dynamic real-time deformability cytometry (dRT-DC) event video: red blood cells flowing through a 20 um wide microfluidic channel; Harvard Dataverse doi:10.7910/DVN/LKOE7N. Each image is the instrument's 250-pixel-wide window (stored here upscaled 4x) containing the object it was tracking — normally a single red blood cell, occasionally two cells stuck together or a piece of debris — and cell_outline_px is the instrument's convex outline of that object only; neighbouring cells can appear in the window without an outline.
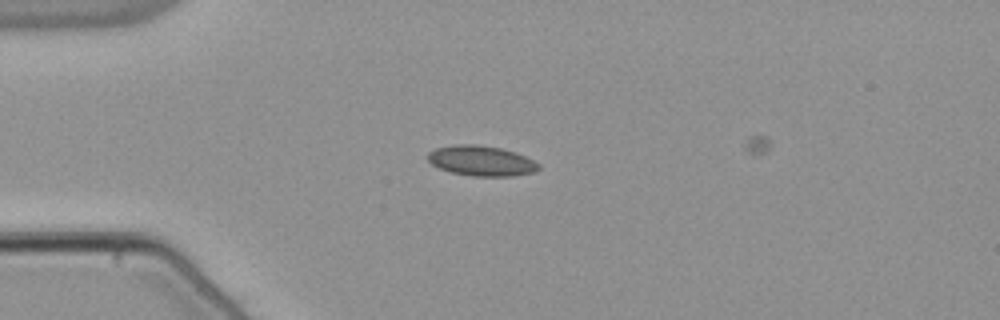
{"species": "common noctule bat (a hibernating species)", "species_latin": "Nyctalus noctula", "temperature_condition": "warm", "stored_images_in_passage": 4, "camera_frame_rate_fps": 3000, "um_per_image_px": 0.085, "animal": {"sex": "male", "body_mass_g": 21.5, "forearm_length_mm": 52.0}, "frame": {"image": 1, "passage_image": 1, "time_ms": 0.0, "image_size_px": [1000, 320], "cell_outline_px": [[540, 168], [536, 172], [512, 176], [472, 176], [448, 172], [432, 164], [428, 160], [428, 152], [436, 148], [452, 144], [476, 144], [500, 148], [516, 152], [540, 164]], "centroid_in_image_um": [40.91, 13.67], "position_along_channel_um": 44.1, "area_um2": 19.65}}